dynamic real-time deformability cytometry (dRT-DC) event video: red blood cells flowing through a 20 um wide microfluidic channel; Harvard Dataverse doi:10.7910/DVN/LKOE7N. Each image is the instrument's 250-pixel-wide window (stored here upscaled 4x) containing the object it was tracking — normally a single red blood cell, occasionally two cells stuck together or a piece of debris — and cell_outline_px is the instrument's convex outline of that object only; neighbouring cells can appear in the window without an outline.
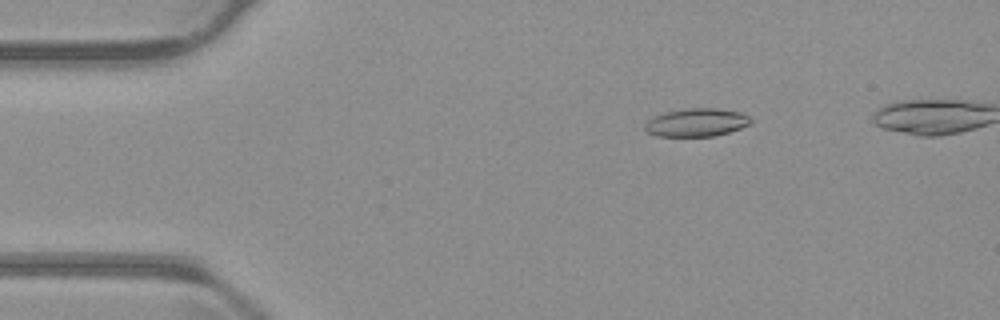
{"species": "common noctule bat (a hibernating species)", "species_latin": "Nyctalus noctula", "temperature_condition": "warm", "stored_images_in_passage": 49, "camera_frame_rate_fps": 3000, "um_per_image_px": 0.085, "animal": {"sex": "male", "body_mass_g": 23.1, "forearm_length_mm": 52.7}, "frame": {"image": 1, "passage_image": 9, "time_ms": 2.667, "image_size_px": [1000, 320], "cell_outline_px": [[752, 124], [728, 132], [712, 136], [656, 136], [648, 132], [644, 128], [644, 124], [652, 116], [664, 112], [688, 108], [716, 108], [740, 112], [748, 116], [752, 120]], "centroid_in_image_um": [59.18, 10.4], "position_along_channel_um": 25.8, "area_um2": 17.4}}
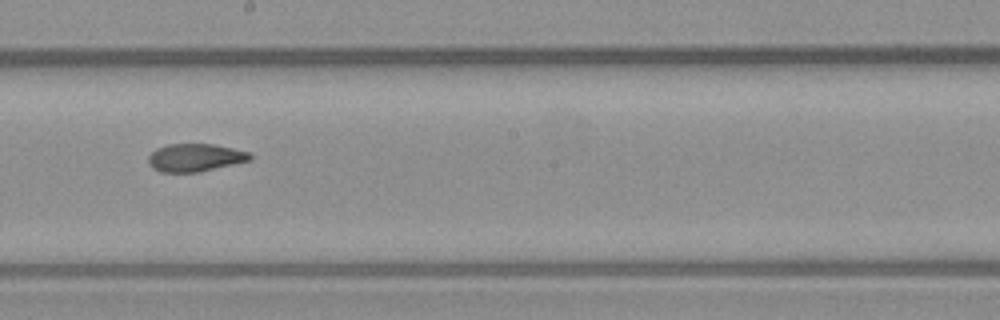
{"frame": {"image": 2, "passage_image": 30, "time_ms": 9.667, "image_size_px": [1000, 320], "cell_outline_px": [[252, 160], [200, 172], [160, 172], [152, 168], [148, 164], [148, 156], [156, 148], [168, 144], [212, 144], [252, 152]], "centroid_in_image_um": [16.6, 13.4], "position_along_channel_um": 231.6, "area_um2": 16.7}}
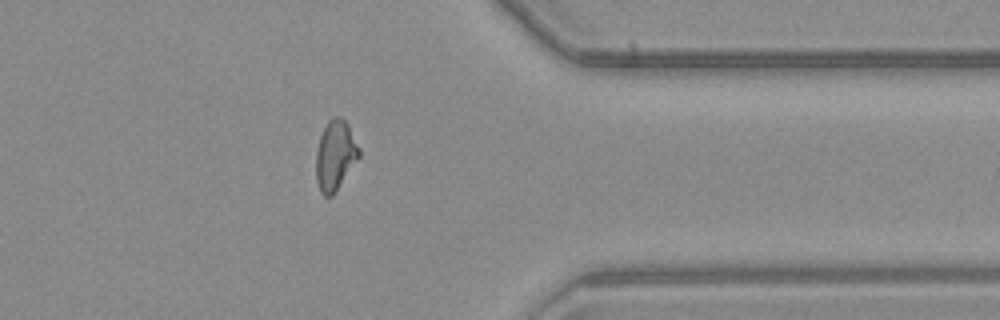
{"frame": {"image": 3, "passage_image": 43, "time_ms": 14.0, "image_size_px": [1000, 320], "cell_outline_px": [[360, 156], [336, 192], [332, 196], [324, 196], [320, 192], [316, 180], [316, 152], [320, 136], [328, 120], [336, 116], [340, 116], [348, 124], [360, 148]], "centroid_in_image_um": [28.5, 13.22], "position_along_channel_um": 382.9, "area_um2": 17.63}}